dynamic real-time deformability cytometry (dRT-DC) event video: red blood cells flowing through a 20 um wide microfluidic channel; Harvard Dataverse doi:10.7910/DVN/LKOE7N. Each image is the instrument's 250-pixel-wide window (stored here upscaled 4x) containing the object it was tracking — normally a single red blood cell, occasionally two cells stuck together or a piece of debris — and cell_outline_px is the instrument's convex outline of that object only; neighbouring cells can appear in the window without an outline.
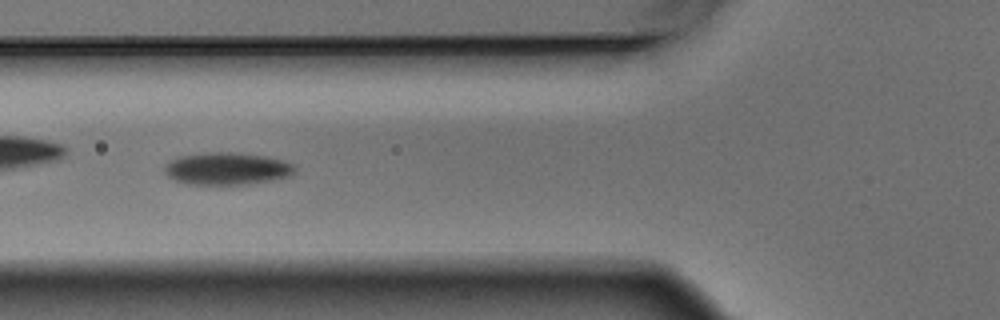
{"species": "Egyptian fruit bat (a non-hibernating species)", "species_latin": "Rousettus aegyptiacus", "temperature_condition": "warm", "stored_images_in_passage": 5, "camera_frame_rate_fps": 3000, "um_per_image_px": 0.085, "animal": {"sex": "male"}, "frame": {"image": 1, "passage_image": 5, "time_ms": 1.333, "image_size_px": [1000, 320], "cell_outline_px": [[296, 172], [288, 176], [248, 184], [188, 184], [176, 180], [168, 176], [164, 168], [172, 160], [180, 156], [208, 152], [232, 152], [268, 156], [292, 164], [296, 168]], "centroid_in_image_um": [19.31, 14.32], "position_along_channel_um": 106.5, "area_um2": 24.16}}